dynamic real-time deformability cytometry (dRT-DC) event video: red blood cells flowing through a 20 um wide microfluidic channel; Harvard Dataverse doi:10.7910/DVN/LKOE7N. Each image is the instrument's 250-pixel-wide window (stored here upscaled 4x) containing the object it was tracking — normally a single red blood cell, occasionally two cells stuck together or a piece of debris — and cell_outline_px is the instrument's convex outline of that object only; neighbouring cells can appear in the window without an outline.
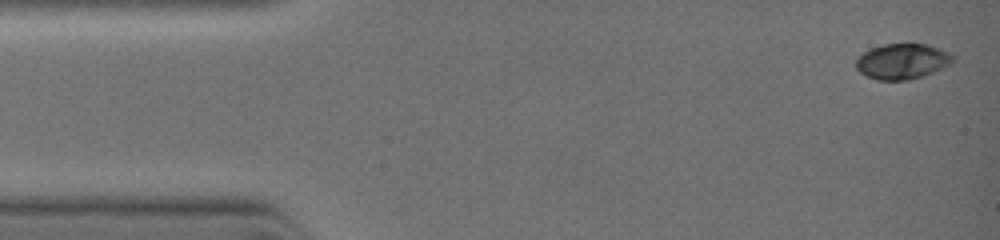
{"species": "common noctule bat (a hibernating species)", "species_latin": "Nyctalus noctula", "temperature_condition": "warm", "stored_images_in_passage": 7, "camera_frame_rate_fps": 3000, "um_per_image_px": 0.085, "animal": {"sex": "female", "body_mass_g": 19.0, "forearm_length_mm": 51.5}, "frame": {"image": 1, "passage_image": 1, "time_ms": 0.0, "image_size_px": [1000, 240], "cell_outline_px": [[956, 60], [952, 64], [932, 72], [908, 80], [876, 80], [860, 72], [856, 68], [856, 60], [864, 52], [872, 48], [884, 44], [908, 40], [924, 44], [948, 52], [956, 56]], "centroid_in_image_um": [76.72, 5.17], "position_along_channel_um": 8.3, "area_um2": 20.4}}
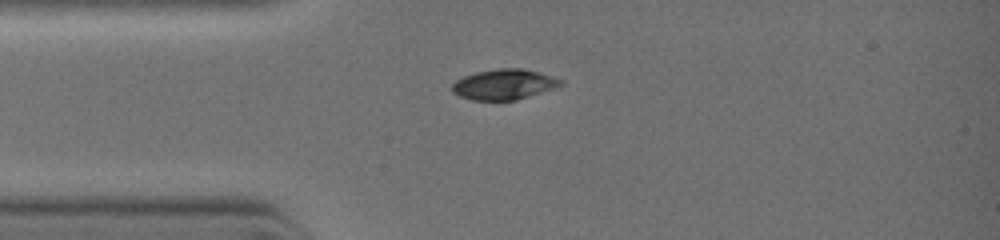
{"frame": {"image": 2, "passage_image": 6, "time_ms": 2.333, "image_size_px": [1000, 240], "cell_outline_px": [[564, 84], [556, 88], [516, 100], [472, 100], [460, 96], [452, 92], [452, 84], [456, 80], [464, 76], [476, 72], [500, 68], [524, 68], [540, 72], [564, 80]], "centroid_in_image_um": [42.88, 7.17], "position_along_channel_um": 42.1, "area_um2": 19.36}}